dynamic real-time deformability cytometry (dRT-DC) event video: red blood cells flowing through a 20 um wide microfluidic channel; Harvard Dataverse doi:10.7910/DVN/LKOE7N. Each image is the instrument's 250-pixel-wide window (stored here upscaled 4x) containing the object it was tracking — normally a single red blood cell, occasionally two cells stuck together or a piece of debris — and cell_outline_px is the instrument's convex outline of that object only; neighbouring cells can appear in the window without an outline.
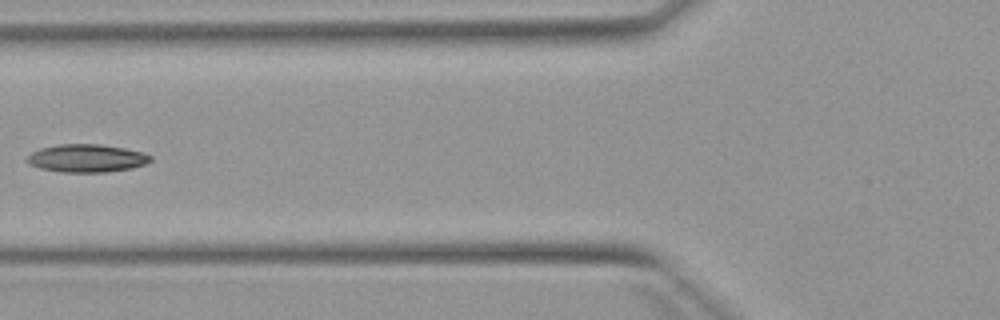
{"species": "Egyptian fruit bat (a non-hibernating species)", "species_latin": "Rousettus aegyptiacus", "temperature_condition": "warm", "stored_images_in_passage": 3, "camera_frame_rate_fps": 3000, "um_per_image_px": 0.085, "animal": {"sex": "female"}, "frame": {"image": 1, "passage_image": 3, "time_ms": 2.333, "image_size_px": [1000, 320], "cell_outline_px": [[152, 160], [144, 164], [132, 168], [108, 172], [64, 172], [40, 168], [28, 164], [24, 160], [32, 152], [40, 148], [60, 144], [100, 144], [124, 148], [144, 152], [152, 156]], "centroid_in_image_um": [7.37, 13.45], "position_along_channel_um": 118.4, "area_um2": 20.17}}